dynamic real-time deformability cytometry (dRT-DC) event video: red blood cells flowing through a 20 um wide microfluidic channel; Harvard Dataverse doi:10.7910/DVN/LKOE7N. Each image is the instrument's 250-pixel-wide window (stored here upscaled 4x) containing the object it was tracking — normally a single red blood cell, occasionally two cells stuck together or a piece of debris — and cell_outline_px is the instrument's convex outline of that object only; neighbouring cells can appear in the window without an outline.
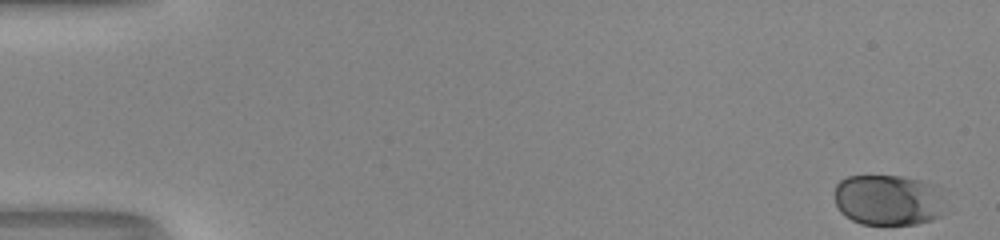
{"species": "human", "species_latin": "Homo sapiens", "temperature_condition": "room temperature", "stored_images_in_passage": 50, "camera_frame_rate_fps": 3000, "um_per_image_px": 0.085, "donor": {"sex": "male"}, "frame": {"image": 1, "passage_image": 1, "time_ms": 0.0, "image_size_px": [1000, 240], "cell_outline_px": [[944, 212], [940, 216], [932, 220], [916, 224], [860, 224], [844, 216], [840, 212], [836, 204], [836, 184], [840, 180], [848, 176], [900, 176], [924, 180], [936, 184], [944, 188]], "centroid_in_image_um": [75.58, 16.99], "position_along_channel_um": 9.4, "area_um2": 33.64}}
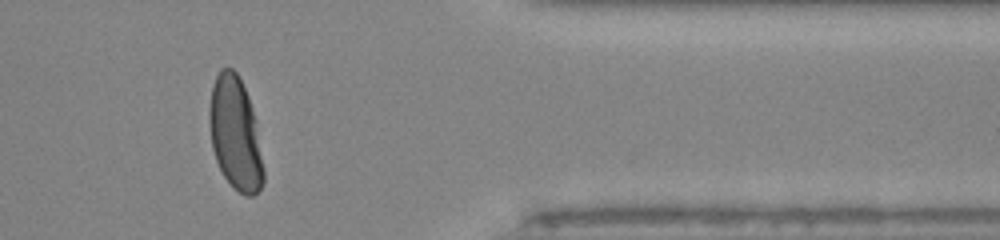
{"frame": {"image": 2, "passage_image": 42, "time_ms": 13.667, "image_size_px": [1000, 240], "cell_outline_px": [[264, 180], [260, 188], [252, 196], [244, 196], [224, 176], [216, 160], [212, 148], [208, 120], [208, 116], [212, 84], [220, 68], [232, 68], [236, 72], [248, 96], [256, 120], [264, 168]], "centroid_in_image_um": [19.99, 11.34], "position_along_channel_um": 391.4, "area_um2": 35.6}}
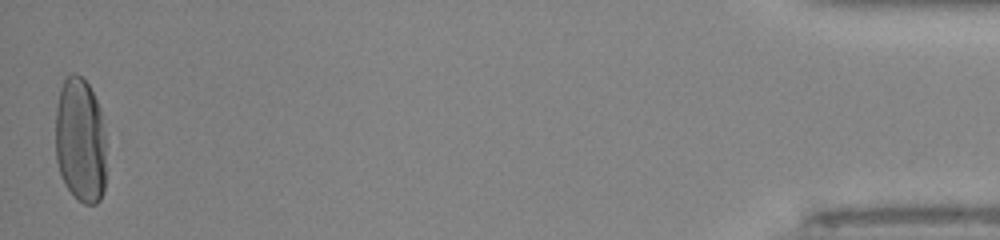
{"frame": {"image": 3, "passage_image": 50, "time_ms": 16.333, "image_size_px": [1000, 240], "cell_outline_px": [[104, 188], [100, 200], [96, 204], [84, 204], [64, 184], [56, 160], [56, 104], [60, 88], [64, 80], [72, 72], [76, 72], [88, 84], [100, 108], [104, 132]], "centroid_in_image_um": [6.81, 11.9], "position_along_channel_um": 428.4, "area_um2": 36.88}, "authors_computed_cell_mechanics": {"area_um2": 36.7897, "velocity_mm_per_s": 4.0901, "shape_relaxation_time_tau1_ms": 3.1224, "shape_relaxation_time_tau2_ms": null, "deformation_change_tau1": 0.1701, "deformation_change_tau2": null}}